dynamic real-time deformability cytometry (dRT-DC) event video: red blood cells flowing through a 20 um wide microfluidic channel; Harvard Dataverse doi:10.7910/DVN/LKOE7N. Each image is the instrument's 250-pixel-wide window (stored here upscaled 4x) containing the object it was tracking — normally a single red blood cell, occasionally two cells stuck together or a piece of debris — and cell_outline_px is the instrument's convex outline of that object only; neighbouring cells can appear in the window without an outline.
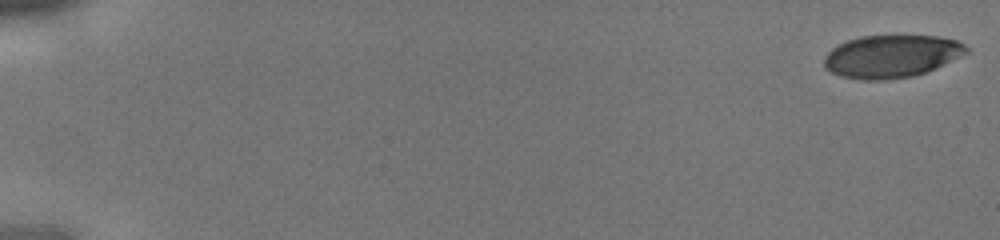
{"species": "human", "species_latin": "Homo sapiens", "temperature_condition": "cold", "stored_images_in_passage": 43, "camera_frame_rate_fps": 3000, "um_per_image_px": 0.085, "donor": {"sex": "male"}, "frame": {"image": 1, "passage_image": 1, "time_ms": 0.0, "image_size_px": [1000, 240], "cell_outline_px": [[968, 52], [924, 72], [912, 76], [884, 80], [860, 80], [840, 76], [832, 72], [824, 64], [824, 56], [832, 48], [848, 40], [860, 36], [940, 36], [956, 40], [964, 44], [968, 48]], "centroid_in_image_um": [75.74, 4.78], "position_along_channel_um": 9.3, "area_um2": 34.91}}
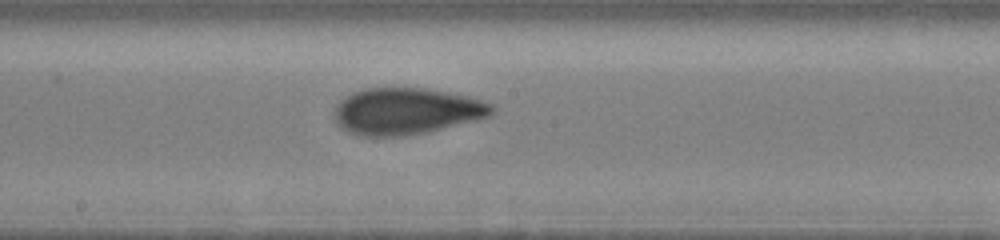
{"frame": {"image": 2, "passage_image": 25, "time_ms": 8.0, "image_size_px": [1000, 240], "cell_outline_px": [[496, 112], [492, 116], [428, 132], [404, 136], [364, 136], [348, 132], [336, 124], [336, 104], [344, 96], [352, 92], [368, 88], [420, 88], [448, 92], [468, 96], [496, 104]], "centroid_in_image_um": [34.59, 9.45], "position_along_channel_um": 213.6, "area_um2": 43.06}}
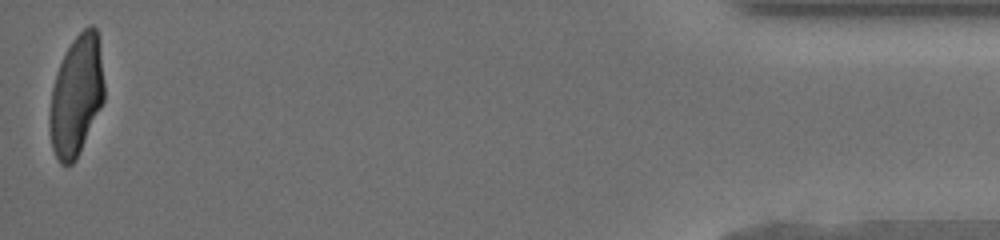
{"frame": {"image": 3, "passage_image": 43, "time_ms": 14.0, "image_size_px": [1000, 240], "cell_outline_px": [[104, 100], [80, 152], [76, 160], [72, 164], [60, 164], [52, 148], [48, 124], [48, 116], [52, 88], [60, 64], [72, 40], [88, 24], [92, 24], [96, 28], [100, 48], [104, 84]], "centroid_in_image_um": [6.48, 8.15], "position_along_channel_um": 428.7, "area_um2": 38.21}}